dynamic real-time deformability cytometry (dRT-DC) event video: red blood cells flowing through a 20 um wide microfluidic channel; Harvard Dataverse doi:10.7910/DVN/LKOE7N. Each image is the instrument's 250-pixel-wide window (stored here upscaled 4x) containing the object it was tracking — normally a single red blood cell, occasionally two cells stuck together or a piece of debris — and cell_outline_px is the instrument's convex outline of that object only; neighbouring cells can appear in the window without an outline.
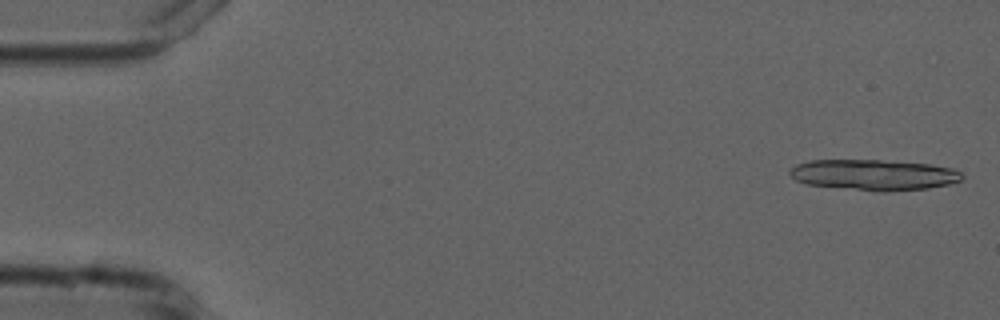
{"species": "common noctule bat (a hibernating species)", "species_latin": "Nyctalus noctula", "temperature_condition": "cold", "stored_images_in_passage": 14, "camera_frame_rate_fps": 3000, "um_per_image_px": 0.085, "animal": {"sex": "male", "forearm_length_mm": 52.5}, "frame": {"image": 1, "passage_image": 1, "time_ms": 0.0, "image_size_px": [1000, 320], "cell_outline_px": [[964, 176], [960, 180], [948, 184], [928, 188], [884, 192], [808, 184], [796, 180], [788, 172], [796, 164], [808, 160], [880, 160], [932, 164], [952, 168], [960, 172]], "centroid_in_image_um": [74.29, 14.85], "position_along_channel_um": 10.7, "area_um2": 30.69}}